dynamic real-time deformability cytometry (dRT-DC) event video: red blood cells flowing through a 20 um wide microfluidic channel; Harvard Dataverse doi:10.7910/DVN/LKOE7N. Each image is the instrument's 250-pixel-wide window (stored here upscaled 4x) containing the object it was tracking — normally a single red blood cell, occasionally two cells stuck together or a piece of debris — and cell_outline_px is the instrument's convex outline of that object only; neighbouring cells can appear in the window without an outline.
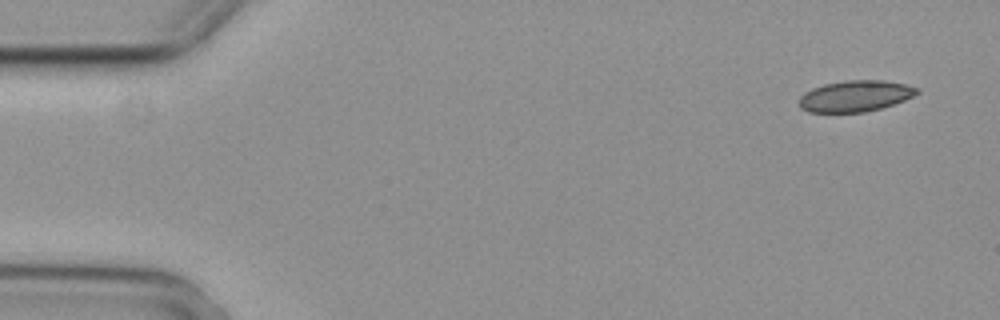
{"species": "common noctule bat (a hibernating species)", "species_latin": "Nyctalus noctula", "temperature_condition": "cold", "stored_images_in_passage": 8, "camera_frame_rate_fps": 3000, "um_per_image_px": 0.085, "animal": {"sex": "female", "body_mass_g": 29.2, "forearm_length_mm": 56.3}, "frame": {"image": 1, "passage_image": 1, "time_ms": 0.0, "image_size_px": [1000, 320], "cell_outline_px": [[920, 92], [904, 100], [880, 108], [864, 112], [808, 112], [800, 108], [800, 96], [804, 92], [812, 88], [824, 84], [844, 80], [884, 80], [904, 84], [920, 88]], "centroid_in_image_um": [72.68, 8.15], "position_along_channel_um": 12.3, "area_um2": 21.39}}
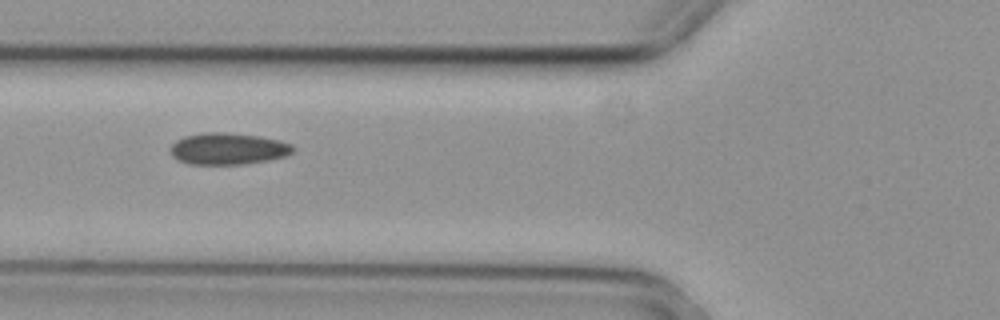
{"frame": {"image": 2, "passage_image": 6, "time_ms": 1.667, "image_size_px": [1000, 320], "cell_outline_px": [[296, 148], [292, 152], [284, 156], [268, 160], [244, 164], [188, 164], [176, 160], [172, 156], [172, 144], [176, 140], [184, 136], [204, 132], [224, 132], [260, 136], [280, 140], [292, 144]], "centroid_in_image_um": [19.38, 12.64], "position_along_channel_um": 106.4, "area_um2": 22.72}}
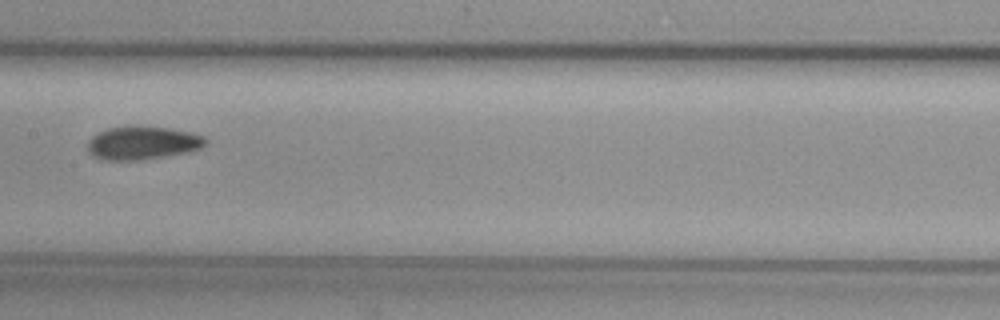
{"frame": {"image": 3, "passage_image": 8, "time_ms": 2.333, "image_size_px": [1000, 320], "cell_outline_px": [[208, 144], [200, 148], [188, 152], [136, 160], [108, 160], [92, 156], [88, 152], [88, 140], [96, 132], [108, 128], [172, 128], [192, 132], [204, 136], [208, 140]], "centroid_in_image_um": [12.14, 12.16], "position_along_channel_um": 195.3, "area_um2": 22.43}}